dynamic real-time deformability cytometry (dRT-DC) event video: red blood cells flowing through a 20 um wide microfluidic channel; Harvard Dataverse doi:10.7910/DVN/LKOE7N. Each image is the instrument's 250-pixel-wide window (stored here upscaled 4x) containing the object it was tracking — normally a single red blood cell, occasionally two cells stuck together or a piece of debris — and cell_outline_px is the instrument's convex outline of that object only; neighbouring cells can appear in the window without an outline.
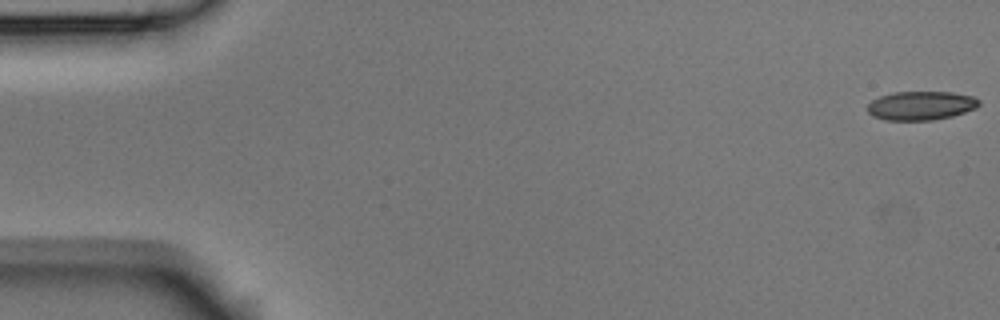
{"species": "Egyptian fruit bat (a non-hibernating species)", "species_latin": "Rousettus aegyptiacus", "temperature_condition": "room temperature", "stored_images_in_passage": 5, "camera_frame_rate_fps": 3000, "um_per_image_px": 0.085, "animal": {"sex": "male"}, "frame": {"image": 1, "passage_image": 1, "time_ms": 0.0, "image_size_px": [1000, 320], "cell_outline_px": [[980, 104], [976, 108], [952, 116], [932, 120], [884, 120], [872, 116], [868, 112], [868, 104], [872, 100], [880, 96], [896, 92], [952, 92], [972, 96], [980, 100]], "centroid_in_image_um": [78.28, 8.98], "position_along_channel_um": 6.7, "area_um2": 18.73}}
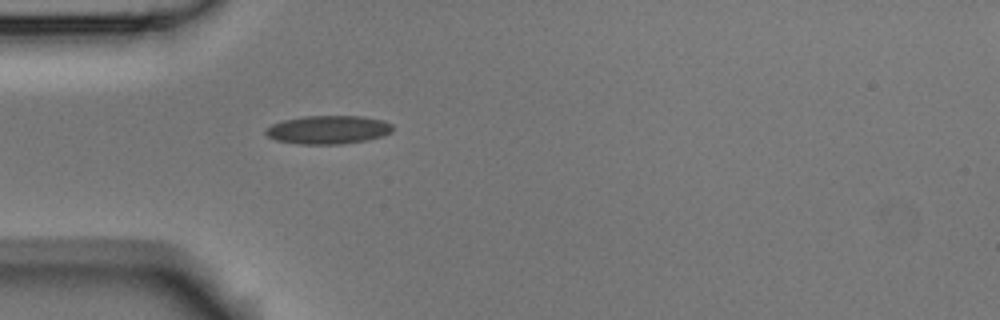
{"frame": {"image": 2, "passage_image": 5, "time_ms": 1.333, "image_size_px": [1000, 320], "cell_outline_px": [[392, 132], [380, 136], [364, 140], [340, 144], [300, 144], [276, 140], [268, 136], [264, 132], [272, 124], [284, 120], [304, 116], [364, 116], [384, 120], [392, 124]], "centroid_in_image_um": [27.9, 11.02], "position_along_channel_um": 57.1, "area_um2": 20.87}}